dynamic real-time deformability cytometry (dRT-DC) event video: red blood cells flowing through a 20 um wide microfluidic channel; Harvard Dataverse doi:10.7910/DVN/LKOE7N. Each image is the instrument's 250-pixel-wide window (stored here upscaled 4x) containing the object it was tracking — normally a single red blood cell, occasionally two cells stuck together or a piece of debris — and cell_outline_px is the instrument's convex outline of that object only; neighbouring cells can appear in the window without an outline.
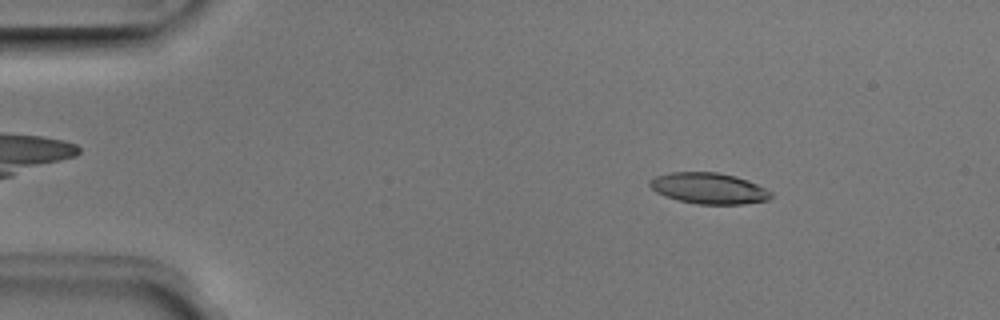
{"species": "Egyptian fruit bat (a non-hibernating species)", "species_latin": "Rousettus aegyptiacus", "temperature_condition": "room temperature", "stored_images_in_passage": 4, "camera_frame_rate_fps": 3000, "um_per_image_px": 0.085, "animal": {"sex": "male"}, "frame": {"image": 1, "passage_image": 2, "time_ms": 0.333, "image_size_px": [1000, 320], "cell_outline_px": [[772, 196], [768, 200], [744, 204], [700, 204], [676, 200], [664, 196], [656, 192], [648, 184], [648, 180], [656, 176], [668, 172], [716, 172], [736, 176], [748, 180], [772, 192]], "centroid_in_image_um": [60.22, 16.0], "position_along_channel_um": 24.8, "area_um2": 22.02}}
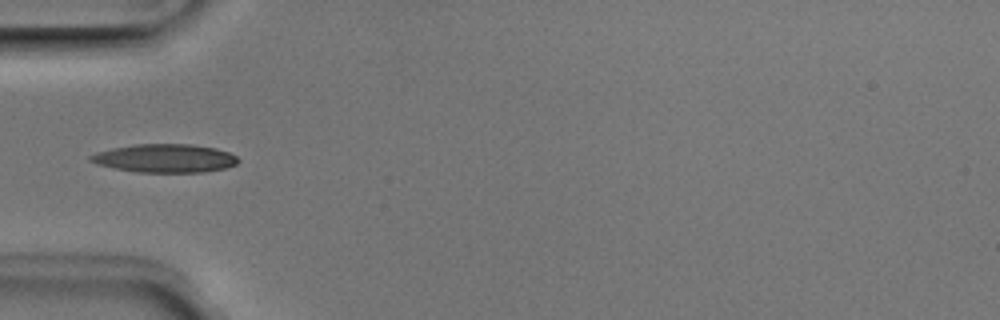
{"frame": {"image": 2, "passage_image": 4, "time_ms": 1.0, "image_size_px": [1000, 320], "cell_outline_px": [[240, 160], [236, 164], [224, 168], [204, 172], [136, 172], [112, 168], [96, 164], [88, 160], [88, 156], [96, 152], [112, 148], [136, 144], [192, 144], [216, 148], [228, 152], [236, 156]], "centroid_in_image_um": [13.98, 13.45], "position_along_channel_um": 71.0, "area_um2": 24.57}}